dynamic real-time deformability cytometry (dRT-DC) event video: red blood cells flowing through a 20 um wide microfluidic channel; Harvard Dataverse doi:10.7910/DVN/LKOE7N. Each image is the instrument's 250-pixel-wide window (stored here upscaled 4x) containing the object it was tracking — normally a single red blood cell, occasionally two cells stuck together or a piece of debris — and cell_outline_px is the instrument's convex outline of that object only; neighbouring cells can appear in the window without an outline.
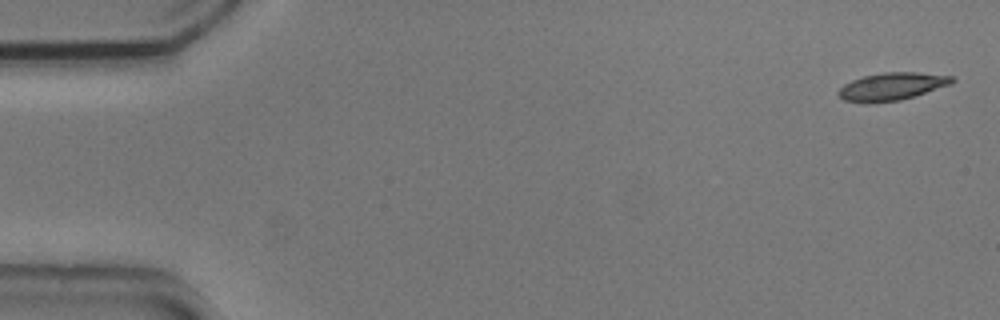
{"species": "common noctule bat (a hibernating species)", "species_latin": "Nyctalus noctula", "temperature_condition": "cold", "stored_images_in_passage": 4, "camera_frame_rate_fps": 3000, "um_per_image_px": 0.085, "animal": {"sex": "male", "body_mass_g": 20.5, "forearm_length_mm": 52.5}, "frame": {"image": 1, "passage_image": 1, "time_ms": 0.0, "image_size_px": [1000, 320], "cell_outline_px": [[956, 80], [952, 84], [900, 100], [844, 100], [836, 92], [844, 84], [852, 80], [864, 76], [884, 72], [916, 72], [956, 76]], "centroid_in_image_um": [75.91, 7.29], "position_along_channel_um": 9.1, "area_um2": 17.63}}
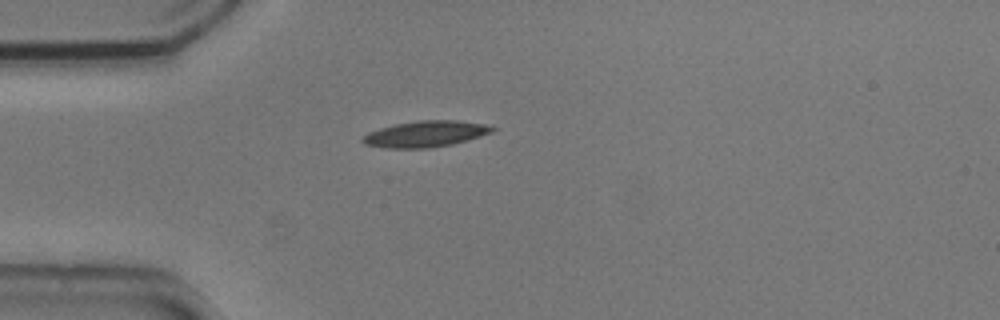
{"frame": {"image": 2, "passage_image": 4, "time_ms": 1.0, "image_size_px": [1000, 320], "cell_outline_px": [[496, 128], [492, 132], [468, 140], [452, 144], [428, 148], [388, 148], [364, 144], [360, 140], [368, 132], [380, 128], [396, 124], [420, 120], [456, 120], [492, 124]], "centroid_in_image_um": [36.22, 11.38], "position_along_channel_um": 48.8, "area_um2": 19.83}}